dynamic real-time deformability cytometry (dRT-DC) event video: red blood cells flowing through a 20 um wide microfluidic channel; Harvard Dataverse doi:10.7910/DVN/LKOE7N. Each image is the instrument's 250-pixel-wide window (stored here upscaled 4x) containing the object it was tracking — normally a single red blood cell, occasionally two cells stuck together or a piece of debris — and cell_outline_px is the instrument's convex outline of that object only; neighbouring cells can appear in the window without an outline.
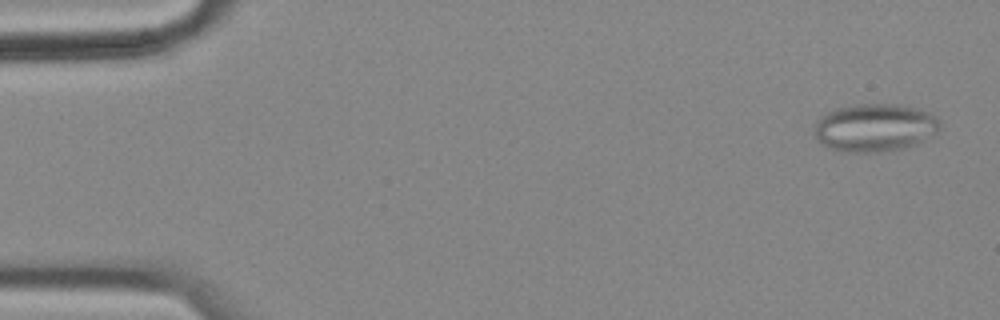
{"species": "common noctule bat (a hibernating species)", "species_latin": "Nyctalus noctula", "temperature_condition": "cold", "stored_images_in_passage": 55, "segment_of_instrument_passage": [1, 2], "camera_frame_rate_fps": 3000, "um_per_image_px": 0.085, "animal": {"sex": "female", "body_mass_g": 18.4}, "frame": {"image": 1, "passage_image": 2, "time_ms": 0.333, "image_size_px": [1000, 320], "cell_outline_px": [[940, 128], [936, 132], [916, 144], [908, 148], [884, 152], [840, 152], [820, 144], [816, 136], [816, 124], [820, 116], [836, 108], [856, 104], [900, 104], [920, 108], [936, 116], [940, 120]], "centroid_in_image_um": [74.38, 10.85], "position_along_channel_um": 10.6, "area_um2": 35.43}}